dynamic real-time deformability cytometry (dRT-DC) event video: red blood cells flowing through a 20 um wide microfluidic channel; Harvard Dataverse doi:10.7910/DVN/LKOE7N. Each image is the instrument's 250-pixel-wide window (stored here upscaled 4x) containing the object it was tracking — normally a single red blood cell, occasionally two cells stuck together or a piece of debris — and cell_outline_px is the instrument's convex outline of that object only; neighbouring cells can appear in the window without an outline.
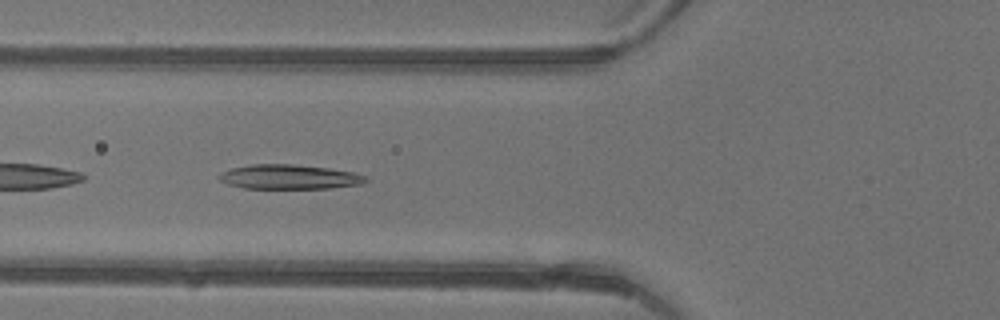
{"species": "common noctule bat (a hibernating species)", "species_latin": "Nyctalus noctula", "temperature_condition": "warm", "stored_images_in_passage": 38, "camera_frame_rate_fps": 3000, "um_per_image_px": 0.085, "animal": {"sex": "female"}, "frame": {"image": 1, "passage_image": 13, "time_ms": 4.0, "image_size_px": [1000, 320], "cell_outline_px": [[368, 180], [360, 184], [328, 188], [244, 188], [228, 184], [220, 180], [216, 176], [232, 168], [252, 164], [292, 164], [328, 168], [356, 172], [368, 176]], "centroid_in_image_um": [24.62, 15.03], "position_along_channel_um": 101.2, "area_um2": 20.87}}
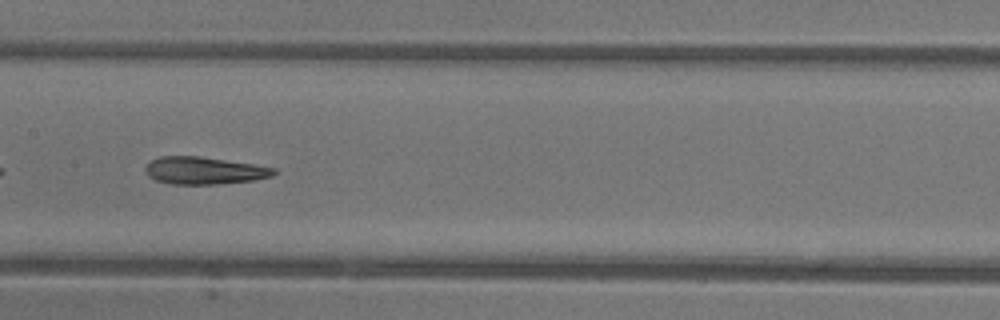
{"frame": {"image": 2, "passage_image": 19, "time_ms": 6.0, "image_size_px": [1000, 320], "cell_outline_px": [[276, 172], [272, 176], [256, 180], [216, 184], [172, 184], [156, 180], [148, 176], [144, 168], [152, 160], [160, 156], [200, 156], [252, 164], [276, 168]], "centroid_in_image_um": [17.36, 14.5], "position_along_channel_um": 190.0, "area_um2": 20.4}}
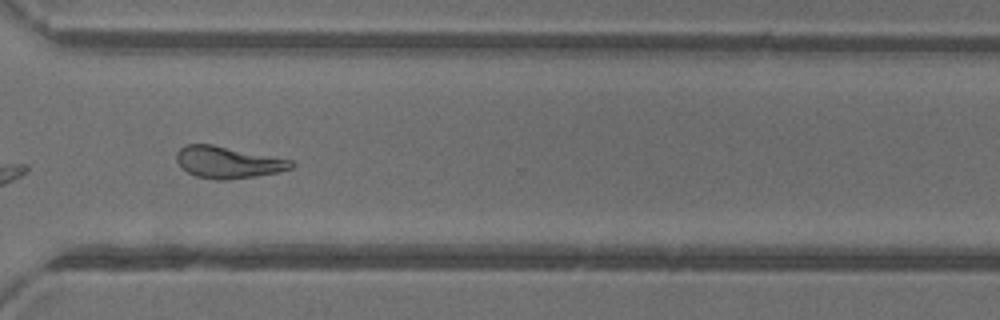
{"frame": {"image": 3, "passage_image": 30, "time_ms": 9.667, "image_size_px": [1000, 320], "cell_outline_px": [[296, 164], [292, 168], [276, 172], [256, 176], [228, 180], [216, 180], [196, 176], [188, 172], [176, 160], [176, 152], [184, 144], [212, 144], [292, 160]], "centroid_in_image_um": [19.37, 13.79], "position_along_channel_um": 351.2, "area_um2": 21.15}, "authors_computed_cell_mechanics": {"area_um2": 21.2993, "velocity_mm_per_s": 4.4051, "shape_relaxation_time_tau1_ms": null, "shape_relaxation_time_tau2_ms": 3.6322, "deformation_change_tau1": null, "deformation_change_tau2": 0.1427}}